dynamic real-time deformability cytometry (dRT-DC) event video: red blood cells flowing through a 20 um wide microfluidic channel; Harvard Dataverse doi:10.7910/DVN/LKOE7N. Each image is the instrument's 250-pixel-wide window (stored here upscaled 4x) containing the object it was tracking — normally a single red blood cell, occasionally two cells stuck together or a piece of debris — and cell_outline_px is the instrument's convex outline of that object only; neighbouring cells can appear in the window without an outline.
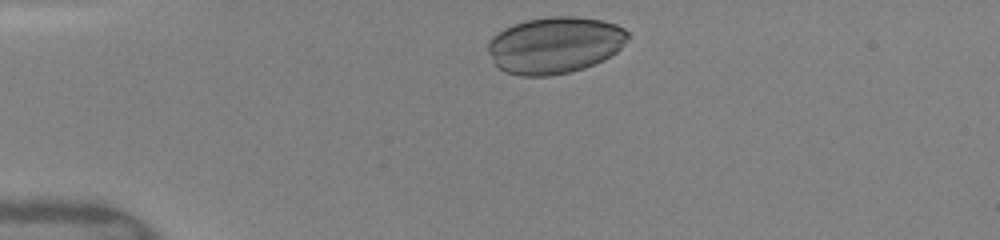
{"species": "human", "species_latin": "Homo sapiens", "temperature_condition": "warm", "stored_images_in_passage": 33, "camera_frame_rate_fps": 3000, "um_per_image_px": 0.085, "donor": {"sex": "female"}, "frame": {"image": 1, "passage_image": 2, "time_ms": 0.333, "image_size_px": [1000, 240], "cell_outline_px": [[628, 36], [624, 44], [616, 52], [584, 68], [568, 72], [548, 76], [520, 76], [504, 72], [492, 60], [488, 52], [488, 40], [492, 36], [504, 28], [512, 24], [524, 20], [552, 16], [572, 16], [600, 20], [616, 24], [624, 28], [628, 32]], "centroid_in_image_um": [47.11, 3.82], "position_along_channel_um": 37.9, "area_um2": 46.07}}
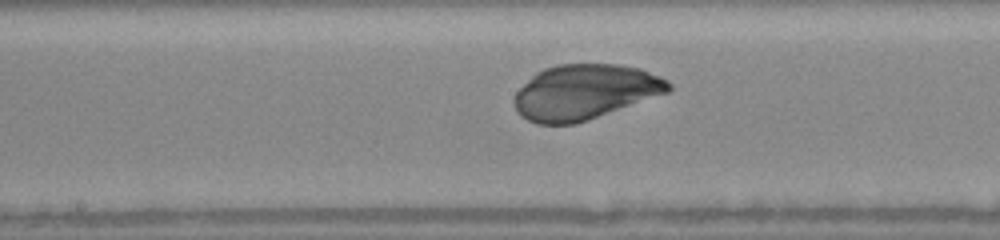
{"frame": {"image": 2, "passage_image": 17, "time_ms": 5.333, "image_size_px": [1000, 240], "cell_outline_px": [[672, 88], [668, 92], [588, 120], [576, 124], [536, 124], [520, 116], [512, 100], [516, 92], [536, 72], [544, 68], [556, 64], [620, 64], [640, 68], [660, 76], [668, 80], [672, 84]], "centroid_in_image_um": [49.7, 7.81], "position_along_channel_um": 198.5, "area_um2": 49.59}}
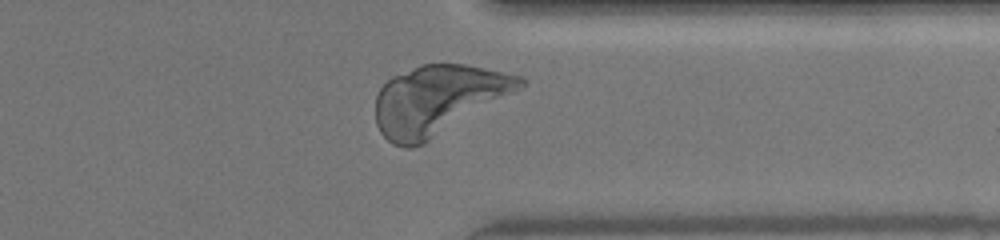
{"frame": {"image": 3, "passage_image": 30, "time_ms": 9.667, "image_size_px": [1000, 240], "cell_outline_px": [[524, 84], [520, 88], [424, 144], [412, 148], [404, 148], [392, 144], [380, 132], [376, 124], [376, 96], [380, 88], [392, 76], [420, 64], [464, 64], [524, 76]], "centroid_in_image_um": [37.17, 8.49], "position_along_channel_um": 374.2, "area_um2": 57.86}}